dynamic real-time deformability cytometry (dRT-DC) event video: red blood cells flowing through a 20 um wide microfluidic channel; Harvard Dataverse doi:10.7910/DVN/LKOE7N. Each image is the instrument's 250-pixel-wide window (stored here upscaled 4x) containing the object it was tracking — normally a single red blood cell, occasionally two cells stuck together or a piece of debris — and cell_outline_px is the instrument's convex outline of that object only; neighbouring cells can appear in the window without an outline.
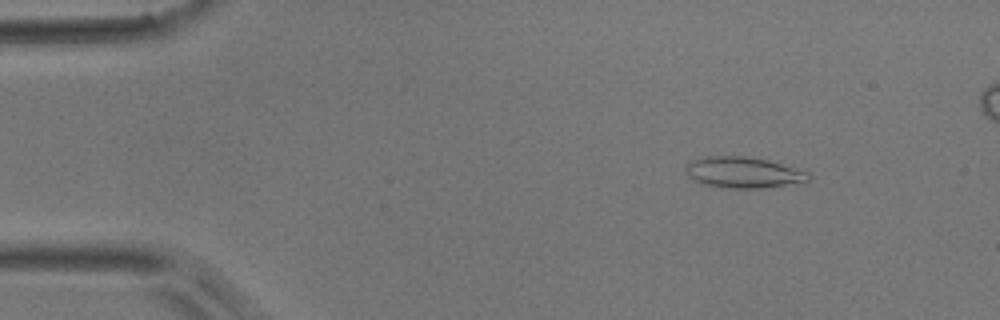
{"species": "common noctule bat (a hibernating species)", "species_latin": "Nyctalus noctula", "temperature_condition": "room temperature", "stored_images_in_passage": 14, "camera_frame_rate_fps": 3000, "um_per_image_px": 0.085, "animal": {"sex": "male", "body_mass_g": 17.9}, "frame": {"image": 1, "passage_image": 5, "time_ms": 1.333, "image_size_px": [1000, 320], "cell_outline_px": [[812, 176], [808, 180], [760, 188], [720, 188], [700, 184], [692, 180], [688, 176], [684, 168], [692, 160], [708, 156], [744, 156], [768, 160], [808, 172]], "centroid_in_image_um": [63.09, 14.66], "position_along_channel_um": 21.9, "area_um2": 22.08}}